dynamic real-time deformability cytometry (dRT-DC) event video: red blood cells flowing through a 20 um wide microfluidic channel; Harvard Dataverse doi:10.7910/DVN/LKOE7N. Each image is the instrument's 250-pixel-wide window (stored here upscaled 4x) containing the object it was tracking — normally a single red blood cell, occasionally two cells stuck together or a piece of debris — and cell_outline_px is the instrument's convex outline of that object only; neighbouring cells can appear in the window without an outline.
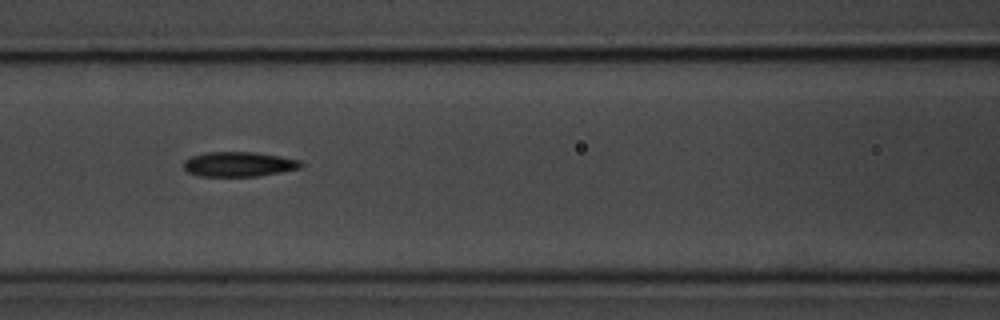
{"species": "common noctule bat (a hibernating species)", "species_latin": "Nyctalus noctula", "temperature_condition": "room temperature", "stored_images_in_passage": 9, "camera_frame_rate_fps": 3000, "um_per_image_px": 0.085, "animal": {"sex": "male", "body_mass_g": 20.1, "forearm_length_mm": 53.5}, "frame": {"image": 1, "passage_image": 3, "time_ms": 2.333, "image_size_px": [1000, 320], "cell_outline_px": [[304, 164], [300, 168], [280, 172], [256, 176], [200, 176], [188, 172], [184, 168], [184, 160], [192, 156], [208, 152], [252, 152], [280, 156], [300, 160]], "centroid_in_image_um": [20.3, 13.95], "position_along_channel_um": 146.3, "area_um2": 16.82}}
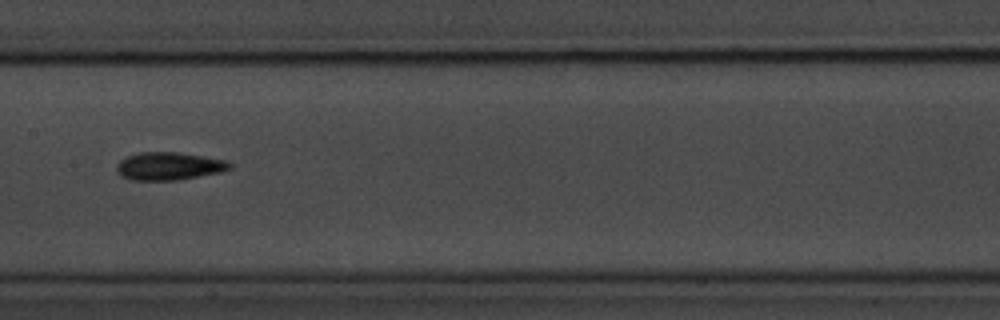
{"frame": {"image": 2, "passage_image": 4, "time_ms": 3.667, "image_size_px": [1000, 320], "cell_outline_px": [[232, 168], [220, 172], [176, 180], [132, 180], [120, 176], [116, 172], [116, 164], [124, 156], [140, 152], [176, 152], [228, 160], [232, 164]], "centroid_in_image_um": [14.32, 14.11], "position_along_channel_um": 193.1, "area_um2": 18.5}}